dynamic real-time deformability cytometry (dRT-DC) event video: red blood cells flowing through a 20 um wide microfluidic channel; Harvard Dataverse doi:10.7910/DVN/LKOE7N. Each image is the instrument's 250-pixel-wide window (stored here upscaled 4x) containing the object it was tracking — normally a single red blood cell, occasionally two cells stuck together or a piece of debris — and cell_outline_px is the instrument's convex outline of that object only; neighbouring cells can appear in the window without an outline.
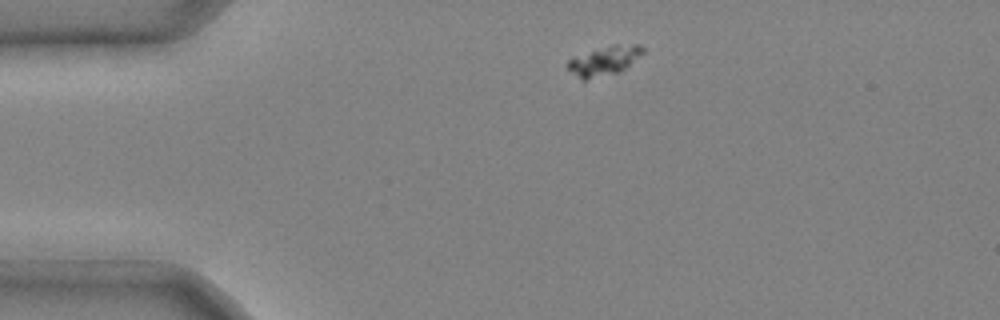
{"species": "common noctule bat (a hibernating species)", "species_latin": "Nyctalus noctula", "temperature_condition": "cold", "stored_images_in_passage": 2, "camera_frame_rate_fps": 3000, "um_per_image_px": 0.085, "animal": {"sex": "male", "body_mass_g": 20.4}, "frame": {"image": 1, "passage_image": 1, "time_ms": 0.0, "image_size_px": [1000, 320], "cell_outline_px": [[644, 52], [624, 68], [616, 72], [584, 80], [580, 80], [568, 68], [568, 60], [572, 56], [616, 44], [640, 44], [644, 48]], "centroid_in_image_um": [51.34, 5.14], "position_along_channel_um": 33.7, "area_um2": 12.48}}